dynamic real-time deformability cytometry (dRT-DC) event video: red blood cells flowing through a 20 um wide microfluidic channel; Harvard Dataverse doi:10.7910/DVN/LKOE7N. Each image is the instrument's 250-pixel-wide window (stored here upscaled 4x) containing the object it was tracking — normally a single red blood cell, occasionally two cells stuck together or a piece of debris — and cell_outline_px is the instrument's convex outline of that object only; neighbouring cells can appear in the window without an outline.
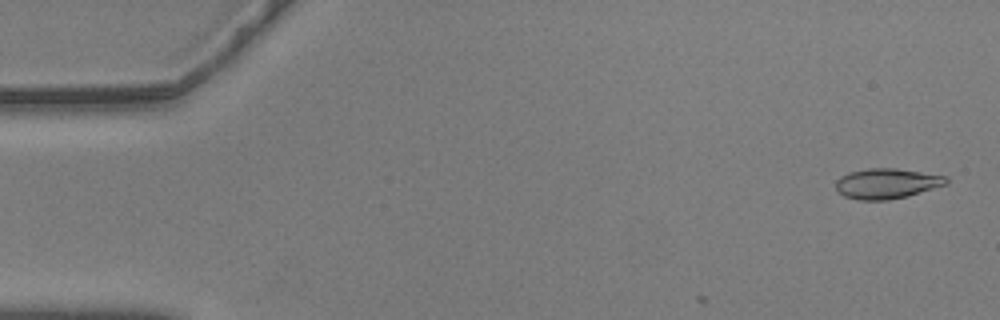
{"species": "common noctule bat (a hibernating species)", "species_latin": "Nyctalus noctula", "temperature_condition": "warm", "stored_images_in_passage": 5, "camera_frame_rate_fps": 3000, "um_per_image_px": 0.085, "animal": {"sex": "male", "body_mass_g": 20.5, "forearm_length_mm": 52.5}, "frame": {"image": 1, "passage_image": 2, "time_ms": 0.333, "image_size_px": [1000, 320], "cell_outline_px": [[948, 184], [908, 196], [888, 200], [856, 200], [844, 196], [836, 188], [836, 180], [840, 176], [848, 172], [868, 168], [896, 168], [948, 176]], "centroid_in_image_um": [75.38, 15.6], "position_along_channel_um": 9.6, "area_um2": 19.65}}